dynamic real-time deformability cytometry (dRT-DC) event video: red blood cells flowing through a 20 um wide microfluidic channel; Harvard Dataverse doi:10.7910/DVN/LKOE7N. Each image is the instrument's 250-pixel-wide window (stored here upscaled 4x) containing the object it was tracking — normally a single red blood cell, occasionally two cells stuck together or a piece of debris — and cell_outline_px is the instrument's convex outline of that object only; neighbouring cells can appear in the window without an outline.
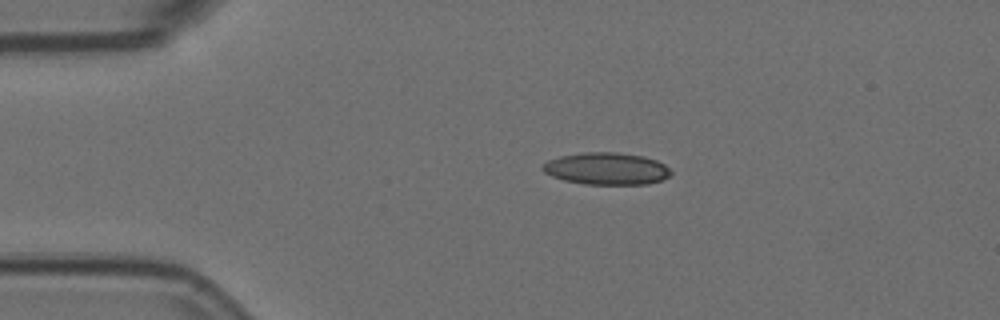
{"species": "Egyptian fruit bat (a non-hibernating species)", "species_latin": "Rousettus aegyptiacus", "temperature_condition": "room temperature", "stored_images_in_passage": 4, "camera_frame_rate_fps": 3000, "um_per_image_px": 0.085, "animal": {"sex": "female"}, "frame": {"image": 1, "passage_image": 1, "time_ms": 0.0, "image_size_px": [1000, 320], "cell_outline_px": [[672, 172], [668, 176], [660, 180], [648, 184], [584, 184], [564, 180], [552, 176], [544, 172], [540, 168], [548, 160], [560, 156], [584, 152], [616, 152], [644, 156], [656, 160], [664, 164]], "centroid_in_image_um": [51.54, 14.33], "position_along_channel_um": 33.5, "area_um2": 23.93}}
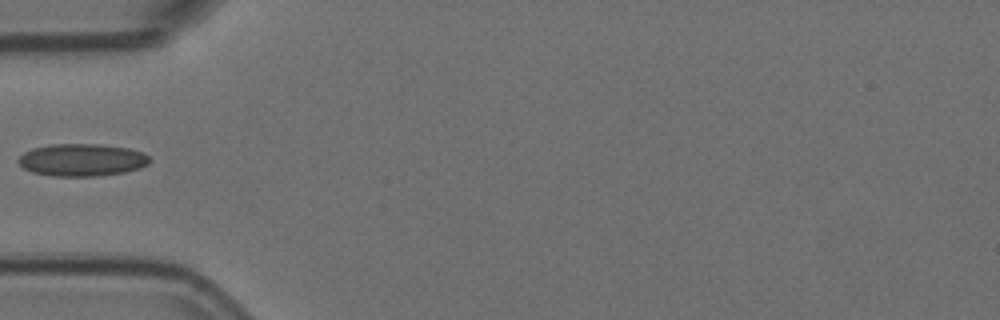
{"frame": {"image": 2, "passage_image": 3, "time_ms": 0.667, "image_size_px": [1000, 320], "cell_outline_px": [[152, 160], [148, 164], [140, 168], [124, 172], [100, 176], [52, 176], [32, 172], [24, 168], [16, 160], [24, 152], [32, 148], [48, 144], [100, 144], [128, 148], [144, 152]], "centroid_in_image_um": [6.97, 13.59], "position_along_channel_um": 78.0, "area_um2": 25.03}}
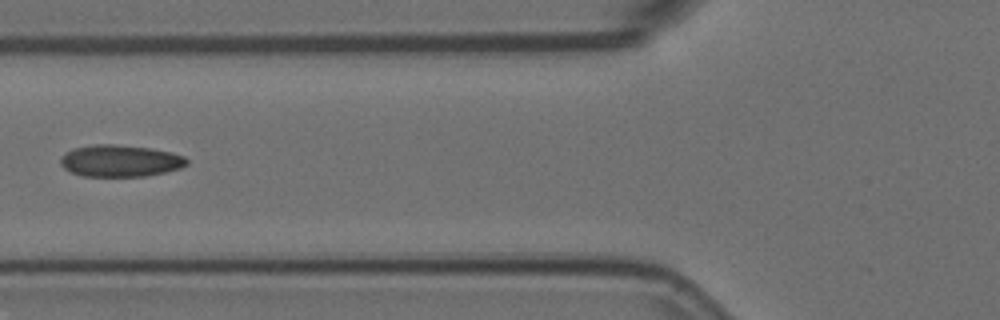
{"frame": {"image": 3, "passage_image": 4, "time_ms": 1.0, "image_size_px": [1000, 320], "cell_outline_px": [[188, 164], [180, 168], [164, 172], [144, 176], [80, 176], [64, 168], [60, 164], [60, 156], [64, 152], [72, 148], [92, 144], [112, 144], [152, 148], [172, 152], [184, 156], [188, 160]], "centroid_in_image_um": [10.18, 13.66], "position_along_channel_um": 115.6, "area_um2": 23.64}}